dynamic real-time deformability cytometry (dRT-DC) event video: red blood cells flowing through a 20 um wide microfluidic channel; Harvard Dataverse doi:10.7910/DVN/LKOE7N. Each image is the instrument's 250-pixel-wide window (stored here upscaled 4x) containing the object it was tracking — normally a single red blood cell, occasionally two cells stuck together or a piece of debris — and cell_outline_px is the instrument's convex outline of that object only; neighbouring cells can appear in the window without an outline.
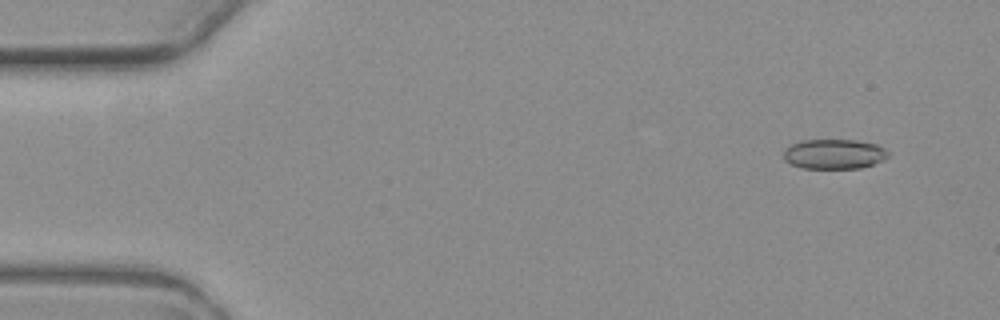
{"species": "common noctule bat (a hibernating species)", "species_latin": "Nyctalus noctula", "temperature_condition": "warm", "stored_images_in_passage": 4, "camera_frame_rate_fps": 3000, "um_per_image_px": 0.085, "animal": {"sex": "female", "body_mass_g": 19.3, "forearm_length_mm": 54.1}, "frame": {"image": 1, "passage_image": 2, "time_ms": 1.333, "image_size_px": [1000, 320], "cell_outline_px": [[888, 156], [884, 160], [860, 168], [804, 168], [792, 164], [784, 160], [784, 148], [792, 144], [804, 140], [852, 140], [876, 144], [884, 148], [888, 152]], "centroid_in_image_um": [70.89, 13.09], "position_along_channel_um": 14.1, "area_um2": 18.03}}